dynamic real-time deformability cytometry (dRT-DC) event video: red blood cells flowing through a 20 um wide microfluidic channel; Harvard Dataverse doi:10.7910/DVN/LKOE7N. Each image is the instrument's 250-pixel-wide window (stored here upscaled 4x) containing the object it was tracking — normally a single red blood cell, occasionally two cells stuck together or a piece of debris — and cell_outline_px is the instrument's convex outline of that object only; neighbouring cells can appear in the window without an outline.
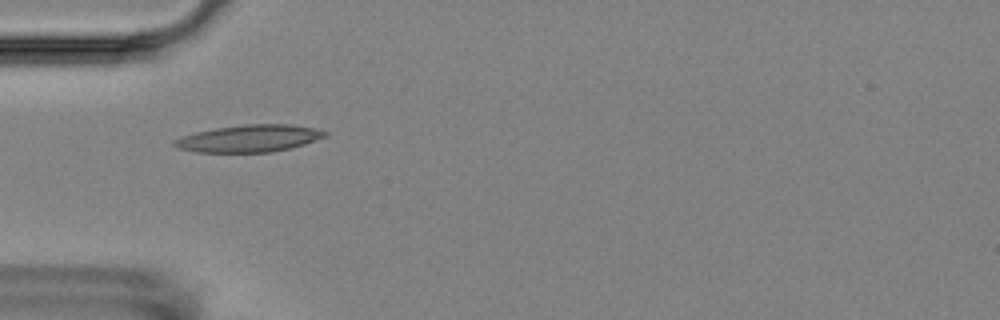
{"species": "Egyptian fruit bat (a non-hibernating species)", "species_latin": "Rousettus aegyptiacus", "temperature_condition": "room temperature", "stored_images_in_passage": 7, "camera_frame_rate_fps": 3000, "um_per_image_px": 0.085, "animal": {"sex": "female"}, "frame": {"image": 1, "passage_image": 6, "time_ms": 5.667, "image_size_px": [1000, 320], "cell_outline_px": [[328, 136], [304, 144], [272, 152], [196, 152], [176, 148], [172, 144], [172, 140], [180, 136], [196, 132], [216, 128], [244, 124], [288, 124], [316, 128], [328, 132]], "centroid_in_image_um": [21.15, 11.76], "position_along_channel_um": 63.8, "area_um2": 23.93}}
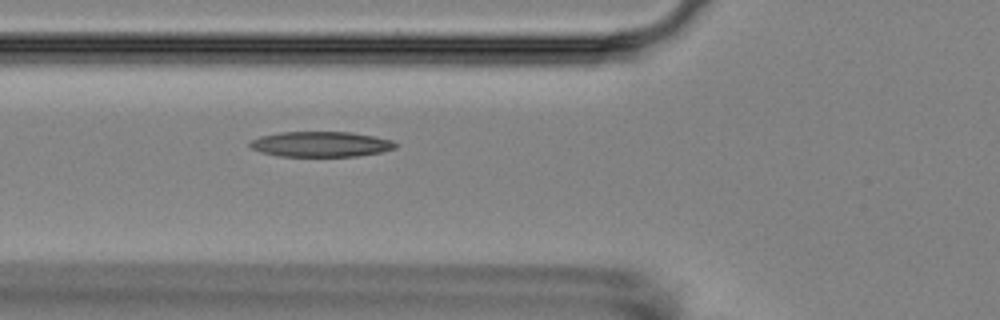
{"frame": {"image": 2, "passage_image": 7, "time_ms": 6.667, "image_size_px": [1000, 320], "cell_outline_px": [[400, 144], [396, 148], [380, 152], [356, 156], [280, 156], [260, 152], [252, 148], [248, 144], [248, 140], [260, 136], [280, 132], [348, 132], [372, 136], [392, 140]], "centroid_in_image_um": [27.24, 12.25], "position_along_channel_um": 98.6, "area_um2": 21.5}}